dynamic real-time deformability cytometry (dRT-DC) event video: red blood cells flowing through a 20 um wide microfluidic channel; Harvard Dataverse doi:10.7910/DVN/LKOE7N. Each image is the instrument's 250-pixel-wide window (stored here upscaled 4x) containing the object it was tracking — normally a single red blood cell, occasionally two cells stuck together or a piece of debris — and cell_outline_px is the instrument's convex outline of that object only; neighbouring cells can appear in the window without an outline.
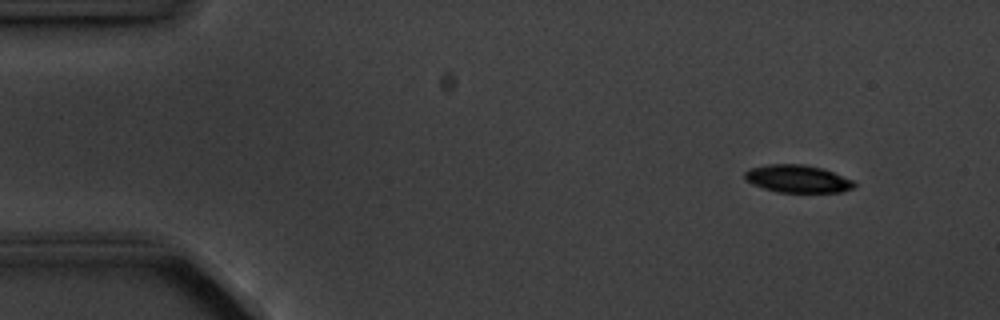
{"species": "common noctule bat (a hibernating species)", "species_latin": "Nyctalus noctula", "temperature_condition": "cold", "stored_images_in_passage": 4, "camera_frame_rate_fps": 3000, "um_per_image_px": 0.085, "animal": {"sex": "male", "body_mass_g": 20.1, "forearm_length_mm": 53.5}, "frame": {"image": 1, "passage_image": 2, "time_ms": 1.0, "image_size_px": [1000, 320], "cell_outline_px": [[856, 184], [852, 188], [840, 192], [776, 192], [752, 184], [744, 180], [744, 172], [748, 168], [768, 164], [804, 164], [820, 168], [832, 172], [852, 180]], "centroid_in_image_um": [67.72, 15.19], "position_along_channel_um": 17.3, "area_um2": 17.57}}
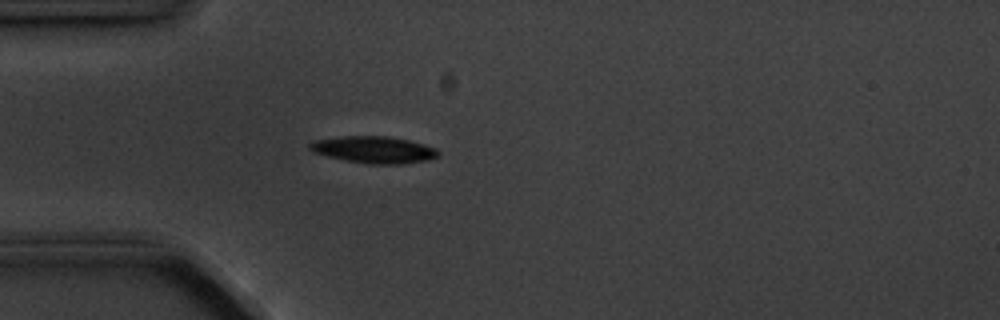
{"frame": {"image": 2, "passage_image": 4, "time_ms": 4.333, "image_size_px": [1000, 320], "cell_outline_px": [[440, 152], [436, 156], [428, 160], [400, 164], [372, 164], [344, 160], [312, 152], [308, 148], [308, 144], [316, 140], [344, 136], [388, 136], [408, 140], [424, 144], [436, 148]], "centroid_in_image_um": [31.77, 12.72], "position_along_channel_um": 53.2, "area_um2": 20.0}}